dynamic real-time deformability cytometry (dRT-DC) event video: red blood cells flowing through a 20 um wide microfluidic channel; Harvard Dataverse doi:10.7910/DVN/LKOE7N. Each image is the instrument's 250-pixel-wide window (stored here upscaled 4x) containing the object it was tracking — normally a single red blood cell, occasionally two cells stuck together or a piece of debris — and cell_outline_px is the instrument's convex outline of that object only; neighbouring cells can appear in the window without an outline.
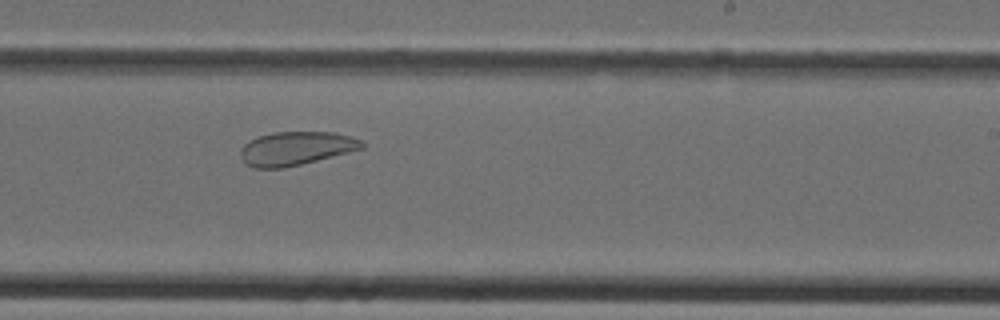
{"species": "Egyptian fruit bat (a non-hibernating species)", "species_latin": "Rousettus aegyptiacus", "temperature_condition": "cold", "stored_images_in_passage": 32, "camera_frame_rate_fps": 3000, "um_per_image_px": 0.085, "animal": {"sex": "female"}, "frame": {"image": 1, "passage_image": 20, "time_ms": 6.333, "image_size_px": [1000, 320], "cell_outline_px": [[364, 148], [284, 168], [256, 168], [244, 164], [240, 156], [240, 152], [244, 144], [248, 140], [272, 132], [332, 132], [352, 136], [364, 140]], "centroid_in_image_um": [25.15, 12.61], "position_along_channel_um": 263.9, "area_um2": 23.81}}